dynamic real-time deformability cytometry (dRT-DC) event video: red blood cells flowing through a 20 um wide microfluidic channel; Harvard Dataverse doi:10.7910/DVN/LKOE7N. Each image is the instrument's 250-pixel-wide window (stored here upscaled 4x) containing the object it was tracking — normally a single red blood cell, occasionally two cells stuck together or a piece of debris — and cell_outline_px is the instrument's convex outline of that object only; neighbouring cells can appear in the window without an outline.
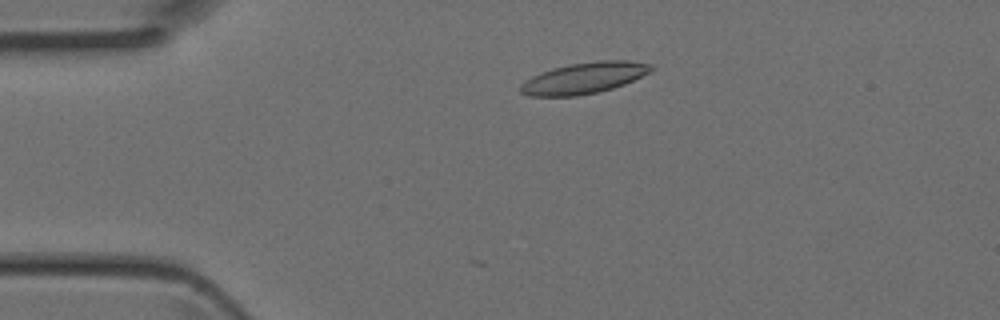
{"species": "Egyptian fruit bat (a non-hibernating species)", "species_latin": "Rousettus aegyptiacus", "temperature_condition": "room temperature", "stored_images_in_passage": 4, "camera_frame_rate_fps": 3000, "um_per_image_px": 0.085, "animal": {"sex": "female"}, "frame": {"image": 1, "passage_image": 3, "time_ms": 0.667, "image_size_px": [1000, 320], "cell_outline_px": [[656, 68], [624, 84], [612, 88], [596, 92], [576, 96], [528, 96], [520, 92], [520, 84], [524, 80], [540, 72], [552, 68], [572, 64], [600, 60], [628, 60], [652, 64]], "centroid_in_image_um": [49.61, 6.63], "position_along_channel_um": 35.4, "area_um2": 23.64}}